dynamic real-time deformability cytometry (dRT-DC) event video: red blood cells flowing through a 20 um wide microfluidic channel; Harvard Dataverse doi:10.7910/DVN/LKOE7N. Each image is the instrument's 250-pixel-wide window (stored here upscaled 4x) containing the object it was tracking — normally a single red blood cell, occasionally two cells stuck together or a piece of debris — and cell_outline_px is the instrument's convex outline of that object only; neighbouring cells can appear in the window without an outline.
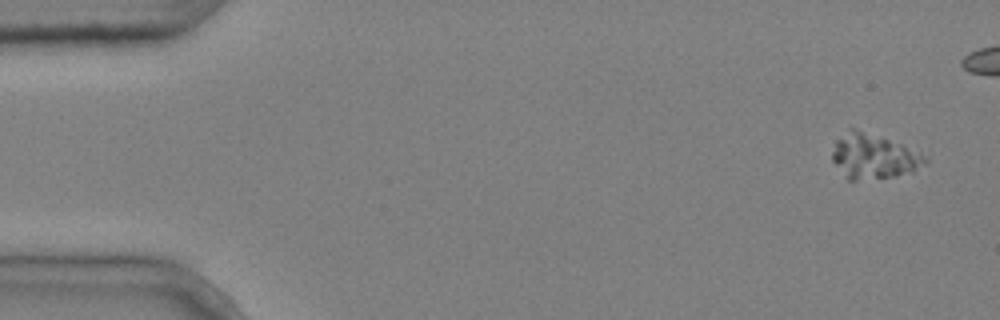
{"species": "common noctule bat (a hibernating species)", "species_latin": "Nyctalus noctula", "temperature_condition": "cold", "stored_images_in_passage": 7, "camera_frame_rate_fps": 3000, "um_per_image_px": 0.085, "animal": {"sex": "male", "body_mass_g": 20.4}, "frame": {"image": 1, "passage_image": 1, "time_ms": 0.0, "image_size_px": [1000, 320], "cell_outline_px": [[928, 164], [912, 172], [896, 176], [856, 180], [848, 180], [844, 176], [832, 160], [832, 152], [836, 140], [848, 128], [856, 128], [900, 144], [920, 152], [928, 156]], "centroid_in_image_um": [74.27, 13.3], "position_along_channel_um": 10.7, "area_um2": 24.33}}